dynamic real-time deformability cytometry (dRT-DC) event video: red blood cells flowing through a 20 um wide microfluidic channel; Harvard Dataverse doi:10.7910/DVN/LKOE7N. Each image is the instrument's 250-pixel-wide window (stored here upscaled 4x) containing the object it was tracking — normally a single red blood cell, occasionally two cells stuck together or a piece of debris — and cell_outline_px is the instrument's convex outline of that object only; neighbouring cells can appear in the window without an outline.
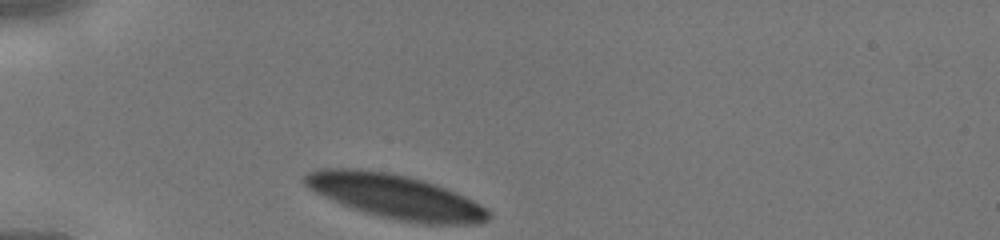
{"species": "human", "species_latin": "Homo sapiens", "temperature_condition": "cold", "stored_images_in_passage": 26, "camera_frame_rate_fps": 3000, "um_per_image_px": 0.085, "donor": {"sex": "male"}, "frame": {"image": 1, "passage_image": 1, "time_ms": 0.0, "image_size_px": [1000, 240], "cell_outline_px": [[492, 216], [488, 220], [480, 224], [424, 224], [396, 220], [380, 216], [352, 208], [324, 196], [308, 188], [304, 184], [304, 176], [308, 172], [320, 168], [356, 168], [388, 172], [408, 176], [456, 192], [480, 204]], "centroid_in_image_um": [33.61, 16.71], "position_along_channel_um": 51.4, "area_um2": 46.93}}
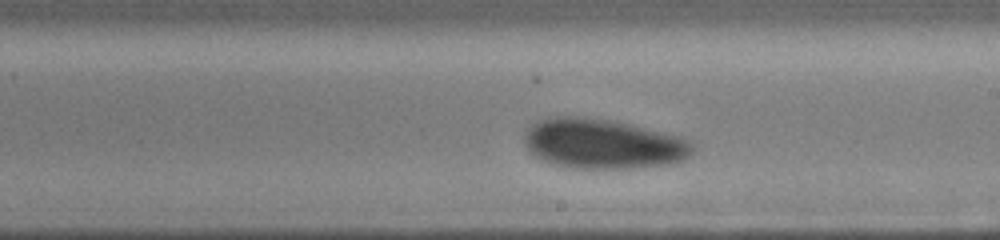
{"frame": {"image": 2, "passage_image": 15, "time_ms": 4.667, "image_size_px": [1000, 240], "cell_outline_px": [[696, 148], [684, 160], [672, 164], [632, 168], [572, 168], [552, 164], [540, 160], [528, 148], [524, 140], [524, 136], [528, 128], [536, 120], [556, 116], [584, 116], [608, 120], [628, 124], [680, 136], [692, 140], [696, 144]], "centroid_in_image_um": [51.28, 12.23], "position_along_channel_um": 237.7, "area_um2": 49.25}}
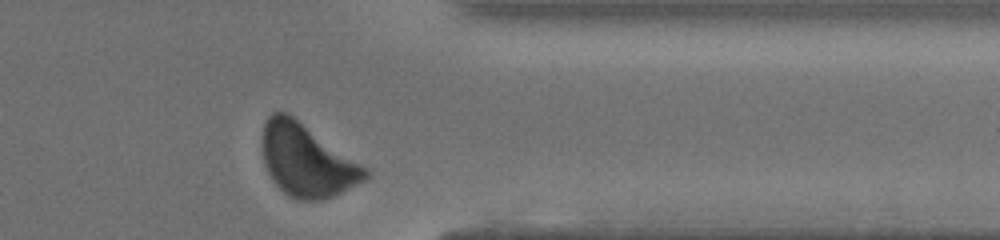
{"frame": {"image": 3, "passage_image": 25, "time_ms": 8.0, "image_size_px": [1000, 240], "cell_outline_px": [[372, 172], [364, 180], [324, 200], [296, 200], [288, 196], [272, 180], [264, 164], [260, 144], [260, 140], [264, 124], [268, 116], [272, 112], [288, 112], [368, 168]], "centroid_in_image_um": [26.04, 13.61], "position_along_channel_um": 385.4, "area_um2": 43.75}}